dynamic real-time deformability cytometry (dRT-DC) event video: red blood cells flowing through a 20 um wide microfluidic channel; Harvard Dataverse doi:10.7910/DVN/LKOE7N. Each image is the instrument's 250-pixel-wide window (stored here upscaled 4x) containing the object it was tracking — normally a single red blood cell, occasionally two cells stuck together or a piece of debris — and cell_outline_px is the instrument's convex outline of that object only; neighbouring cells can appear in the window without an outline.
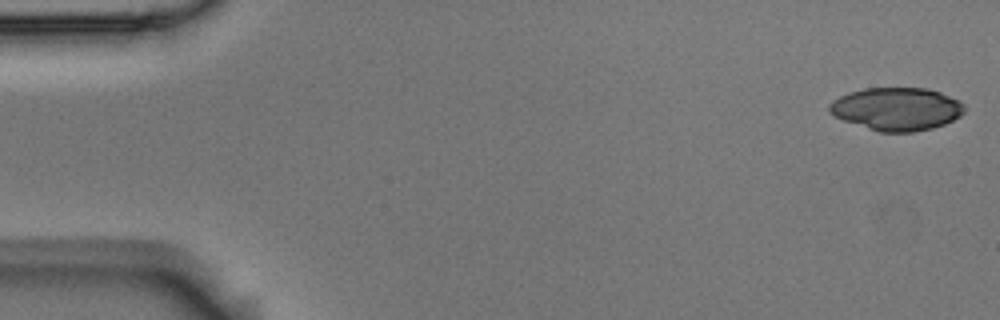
{"species": "Egyptian fruit bat (a non-hibernating species)", "species_latin": "Rousettus aegyptiacus", "temperature_condition": "room temperature", "stored_images_in_passage": 52, "camera_frame_rate_fps": 3000, "um_per_image_px": 0.085, "animal": {"sex": "male"}, "frame": {"image": 1, "passage_image": 1, "time_ms": 0.0, "image_size_px": [1000, 320], "cell_outline_px": [[964, 112], [960, 116], [944, 124], [932, 128], [912, 132], [880, 132], [832, 116], [828, 112], [828, 104], [832, 100], [848, 92], [864, 88], [928, 88], [940, 92], [964, 104]], "centroid_in_image_um": [76.17, 9.25], "position_along_channel_um": 8.8, "area_um2": 33.76}}